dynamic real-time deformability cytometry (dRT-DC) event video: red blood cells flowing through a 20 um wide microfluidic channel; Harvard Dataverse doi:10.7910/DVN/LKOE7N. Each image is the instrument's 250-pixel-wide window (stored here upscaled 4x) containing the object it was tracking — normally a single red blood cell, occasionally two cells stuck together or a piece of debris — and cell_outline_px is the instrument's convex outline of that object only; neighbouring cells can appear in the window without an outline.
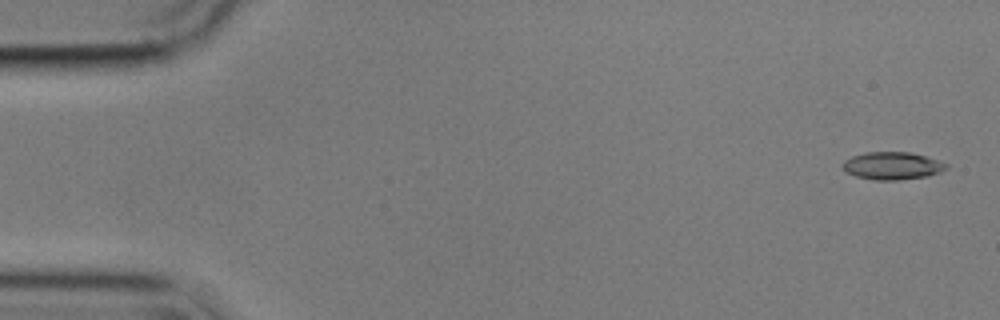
{"species": "common noctule bat (a hibernating species)", "species_latin": "Nyctalus noctula", "temperature_condition": "cold", "stored_images_in_passage": 11, "camera_frame_rate_fps": 3000, "um_per_image_px": 0.085, "animal": {"sex": "male", "body_mass_g": 17.9}, "frame": {"image": 1, "passage_image": 2, "time_ms": 0.333, "image_size_px": [1000, 320], "cell_outline_px": [[948, 168], [940, 172], [928, 176], [900, 180], [876, 180], [856, 176], [844, 172], [844, 160], [852, 156], [864, 152], [908, 152], [940, 160], [948, 164]], "centroid_in_image_um": [75.86, 14.09], "position_along_channel_um": 9.1, "area_um2": 16.7}}